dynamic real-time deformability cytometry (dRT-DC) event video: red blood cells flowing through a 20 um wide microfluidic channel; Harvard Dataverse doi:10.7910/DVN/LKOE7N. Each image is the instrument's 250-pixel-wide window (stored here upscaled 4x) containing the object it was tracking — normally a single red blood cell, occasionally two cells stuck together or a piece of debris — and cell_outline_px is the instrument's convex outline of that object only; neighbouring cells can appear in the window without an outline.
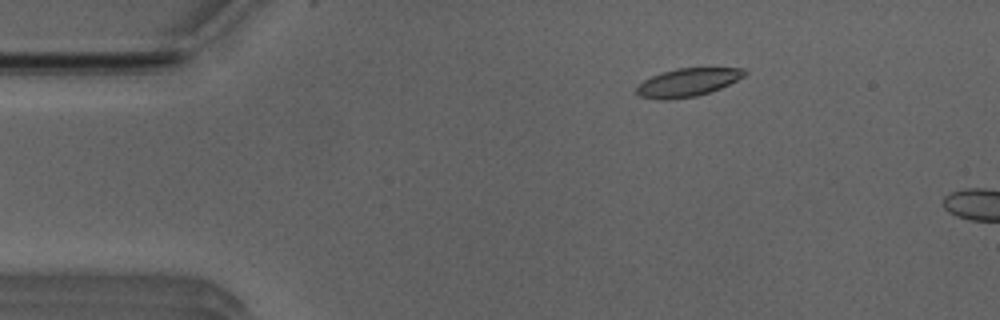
{"species": "Egyptian fruit bat (a non-hibernating species)", "species_latin": "Rousettus aegyptiacus", "temperature_condition": "room temperature", "stored_images_in_passage": 12, "camera_frame_rate_fps": 3000, "um_per_image_px": 0.085, "animal": {"sex": "male"}, "frame": {"image": 1, "passage_image": 9, "time_ms": 2.667, "image_size_px": [1000, 320], "cell_outline_px": [[748, 72], [744, 76], [720, 88], [696, 96], [668, 100], [660, 100], [640, 96], [636, 92], [636, 88], [644, 80], [660, 72], [676, 68], [744, 68]], "centroid_in_image_um": [58.43, 7.0], "position_along_channel_um": 26.6, "area_um2": 17.63}}